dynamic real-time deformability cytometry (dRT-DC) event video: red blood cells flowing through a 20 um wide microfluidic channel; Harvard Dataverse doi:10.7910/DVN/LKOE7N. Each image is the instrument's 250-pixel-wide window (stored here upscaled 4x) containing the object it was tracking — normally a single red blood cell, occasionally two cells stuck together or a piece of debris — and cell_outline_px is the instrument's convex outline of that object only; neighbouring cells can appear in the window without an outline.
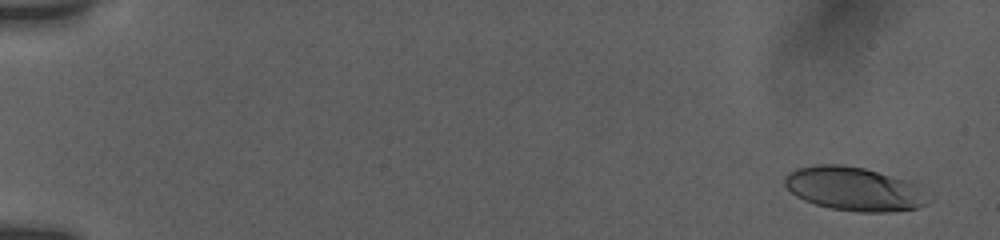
{"species": "human", "species_latin": "Homo sapiens", "temperature_condition": "room temperature", "stored_images_in_passage": 52, "camera_frame_rate_fps": 3000, "um_per_image_px": 0.085, "donor": {"sex": "female"}, "frame": {"image": 1, "passage_image": 3, "time_ms": 0.667, "image_size_px": [1000, 240], "cell_outline_px": [[932, 200], [916, 208], [888, 212], [860, 212], [832, 208], [816, 204], [804, 200], [796, 196], [784, 184], [784, 176], [788, 172], [796, 168], [820, 164], [840, 164], [864, 168], [912, 180], [920, 184]], "centroid_in_image_um": [72.66, 16.04], "position_along_channel_um": 12.3, "area_um2": 37.05}}
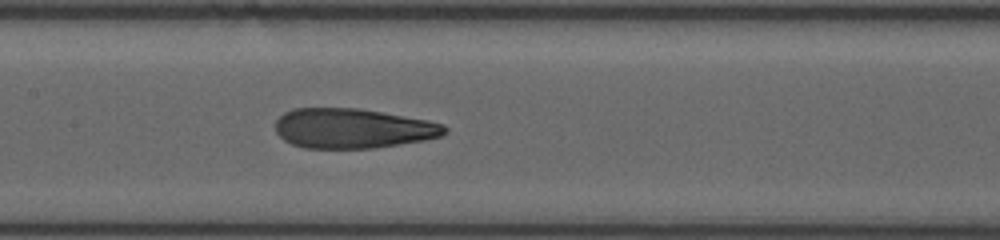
{"frame": {"image": 2, "passage_image": 28, "time_ms": 9.333, "image_size_px": [1000, 240], "cell_outline_px": [[448, 132], [440, 136], [424, 140], [372, 148], [304, 148], [292, 144], [284, 140], [276, 132], [276, 120], [284, 112], [292, 108], [360, 108], [428, 120], [444, 124], [448, 128]], "centroid_in_image_um": [29.98, 10.9], "position_along_channel_um": 177.4, "area_um2": 39.36}}
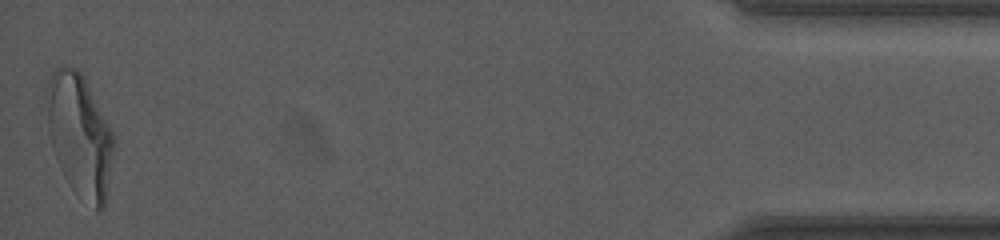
{"frame": {"image": 3, "passage_image": 52, "time_ms": 18.0, "image_size_px": [1000, 240], "cell_outline_px": [[116, 144], [104, 208], [100, 212], [64, 176], [60, 168], [52, 144], [48, 128], [44, 92], [52, 72], [56, 68], [76, 68], [84, 76], [116, 140]], "centroid_in_image_um": [6.78, 11.43], "position_along_channel_um": 428.4, "area_um2": 47.16}, "authors_computed_cell_mechanics": {"area_um2": 39.6508, "velocity_mm_per_s": 3.8177, "shape_relaxation_time_tau1_ms": 6.768, "shape_relaxation_time_tau2_ms": 1.0677, "deformation_change_tau1": 0.2618, "deformation_change_tau2": 0.0952}}